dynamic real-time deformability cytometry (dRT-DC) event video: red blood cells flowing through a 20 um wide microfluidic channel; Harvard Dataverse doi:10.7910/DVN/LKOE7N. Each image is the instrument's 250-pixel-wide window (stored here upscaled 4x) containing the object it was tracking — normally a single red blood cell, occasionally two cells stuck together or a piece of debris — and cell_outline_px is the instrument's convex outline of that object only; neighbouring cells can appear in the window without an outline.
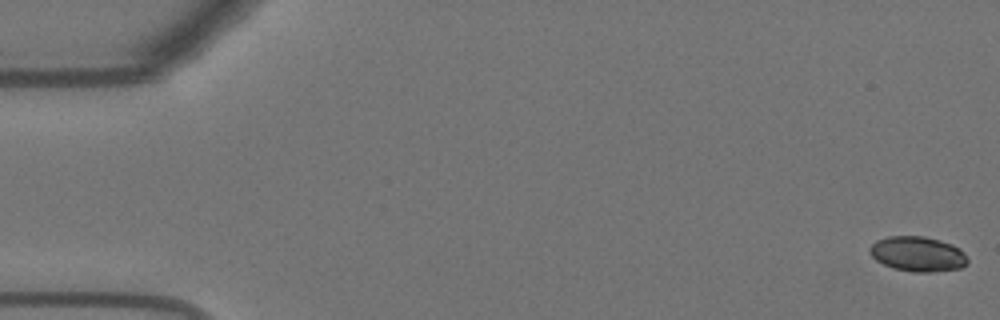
{"species": "Egyptian fruit bat (a non-hibernating species)", "species_latin": "Rousettus aegyptiacus", "temperature_condition": "warm", "stored_images_in_passage": 57, "camera_frame_rate_fps": 3000, "um_per_image_px": 0.085, "animal": {"sex": "female"}, "frame": {"image": 1, "passage_image": 1, "time_ms": 0.0, "image_size_px": [1000, 320], "cell_outline_px": [[968, 260], [960, 268], [932, 272], [912, 272], [892, 268], [876, 260], [868, 252], [868, 248], [876, 240], [888, 236], [924, 236], [940, 240], [952, 244], [960, 248], [964, 252]], "centroid_in_image_um": [77.98, 21.58], "position_along_channel_um": 7.0, "area_um2": 20.06}}
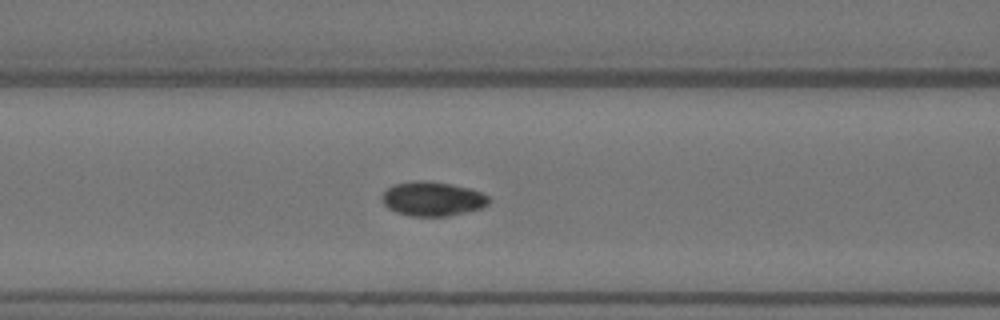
{"frame": {"image": 2, "passage_image": 23, "time_ms": 7.333, "image_size_px": [1000, 320], "cell_outline_px": [[492, 200], [488, 204], [480, 208], [448, 216], [412, 216], [396, 212], [388, 208], [384, 204], [384, 192], [388, 188], [396, 184], [420, 180], [448, 184], [468, 188], [480, 192], [488, 196]], "centroid_in_image_um": [36.79, 16.91], "position_along_channel_um": 129.8, "area_um2": 20.87}}
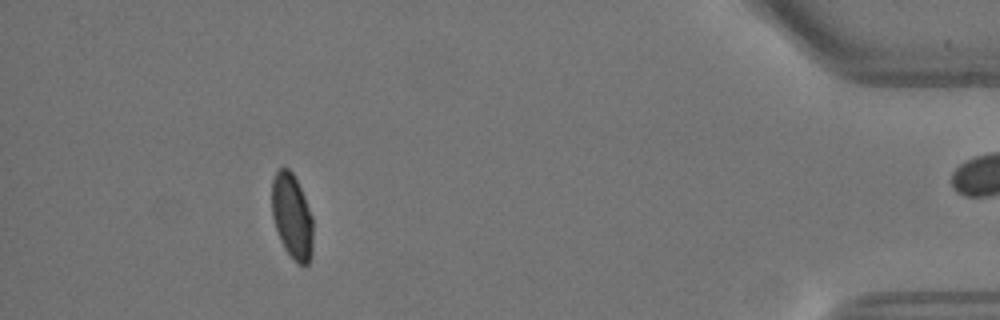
{"frame": {"image": 3, "passage_image": 51, "time_ms": 16.667, "image_size_px": [1000, 320], "cell_outline_px": [[312, 256], [308, 264], [300, 264], [284, 248], [280, 240], [272, 216], [272, 180], [276, 172], [280, 168], [288, 168], [292, 172], [304, 196], [312, 216]], "centroid_in_image_um": [24.82, 18.38], "position_along_channel_um": 410.4, "area_um2": 20.11}}